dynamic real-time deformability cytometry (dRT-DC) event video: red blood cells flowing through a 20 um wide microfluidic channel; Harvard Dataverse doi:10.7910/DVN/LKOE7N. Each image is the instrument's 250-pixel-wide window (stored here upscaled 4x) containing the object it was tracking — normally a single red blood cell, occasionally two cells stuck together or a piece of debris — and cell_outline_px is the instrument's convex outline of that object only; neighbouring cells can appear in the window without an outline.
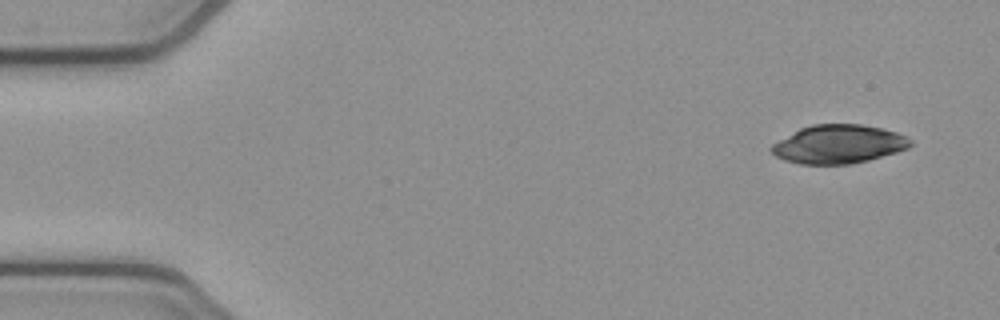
{"species": "common noctule bat (a hibernating species)", "species_latin": "Nyctalus noctula", "temperature_condition": "cold", "stored_images_in_passage": 4, "camera_frame_rate_fps": 3000, "um_per_image_px": 0.085, "animal": {"sex": "female", "body_mass_g": 21.9}, "frame": {"image": 1, "passage_image": 1, "time_ms": 0.0, "image_size_px": [1000, 320], "cell_outline_px": [[912, 144], [908, 148], [896, 152], [868, 160], [852, 164], [800, 164], [784, 160], [776, 156], [768, 148], [772, 144], [800, 128], [812, 124], [860, 124], [880, 128], [896, 132], [912, 140]], "centroid_in_image_um": [71.26, 12.26], "position_along_channel_um": 13.7, "area_um2": 31.15}}